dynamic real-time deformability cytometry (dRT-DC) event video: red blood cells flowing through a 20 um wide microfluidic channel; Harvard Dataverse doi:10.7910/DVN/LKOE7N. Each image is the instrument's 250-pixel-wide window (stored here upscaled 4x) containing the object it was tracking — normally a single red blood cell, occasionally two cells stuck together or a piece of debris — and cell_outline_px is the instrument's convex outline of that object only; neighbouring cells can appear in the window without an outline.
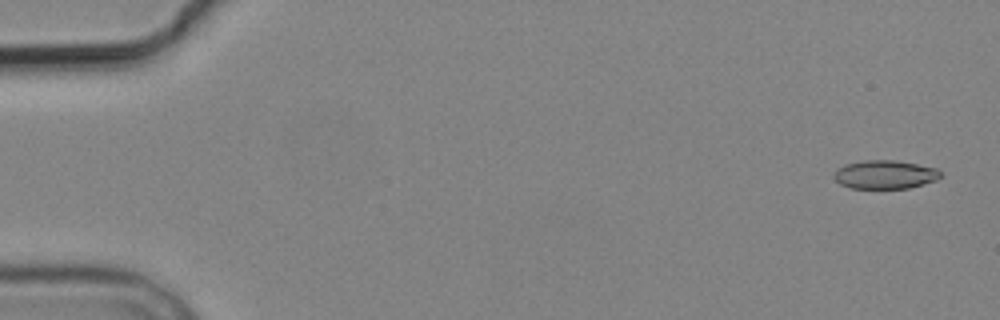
{"species": "common noctule bat (a hibernating species)", "species_latin": "Nyctalus noctula", "temperature_condition": "cold", "stored_images_in_passage": 5, "camera_frame_rate_fps": 3000, "um_per_image_px": 0.085, "animal": {"sex": "male", "body_mass_g": 19.2, "forearm_length_mm": 51.8}, "frame": {"image": 1, "passage_image": 1, "time_ms": 0.0, "image_size_px": [1000, 320], "cell_outline_px": [[940, 176], [936, 180], [908, 188], [852, 188], [840, 184], [832, 176], [836, 168], [844, 164], [864, 160], [896, 160], [936, 168], [940, 172]], "centroid_in_image_um": [75.16, 14.83], "position_along_channel_um": 9.8, "area_um2": 17.69}}
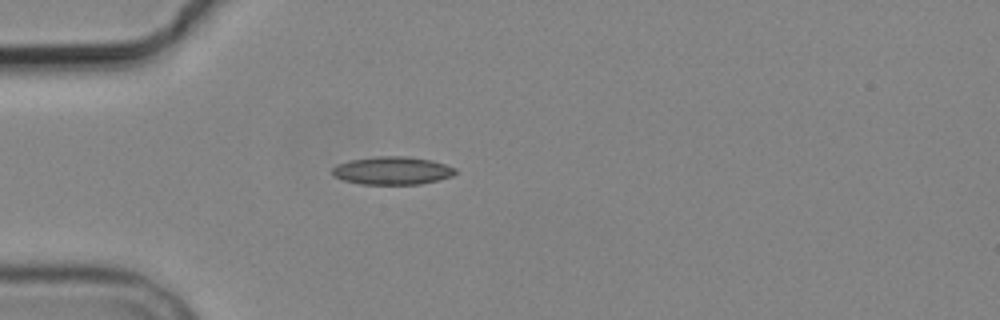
{"frame": {"image": 2, "passage_image": 5, "time_ms": 4.667, "image_size_px": [1000, 320], "cell_outline_px": [[456, 172], [452, 176], [440, 180], [420, 184], [360, 184], [344, 180], [332, 176], [332, 168], [336, 164], [352, 160], [376, 156], [408, 156], [432, 160], [456, 168]], "centroid_in_image_um": [33.35, 14.5], "position_along_channel_um": 51.7, "area_um2": 20.17}}